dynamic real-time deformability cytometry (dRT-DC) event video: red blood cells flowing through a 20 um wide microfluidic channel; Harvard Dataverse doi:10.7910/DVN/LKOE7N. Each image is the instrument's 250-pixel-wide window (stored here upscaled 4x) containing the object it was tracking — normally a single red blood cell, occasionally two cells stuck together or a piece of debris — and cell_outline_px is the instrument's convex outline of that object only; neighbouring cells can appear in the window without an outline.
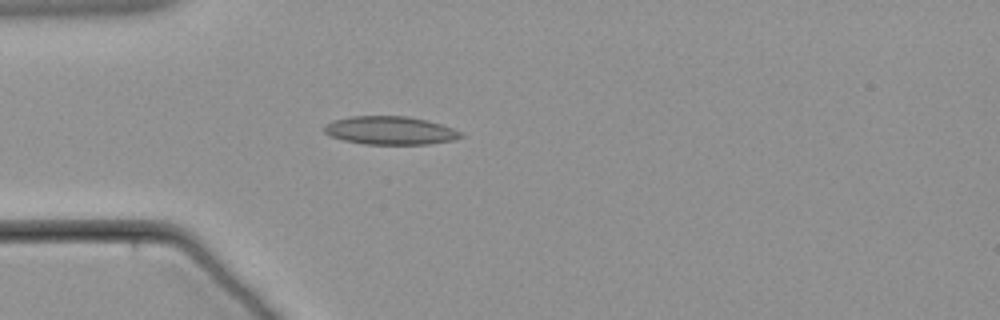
{"species": "common noctule bat (a hibernating species)", "species_latin": "Nyctalus noctula", "temperature_condition": "warm", "stored_images_in_passage": 31, "camera_frame_rate_fps": 3000, "um_per_image_px": 0.085, "animal": {"sex": "male", "body_mass_g": 21.5, "forearm_length_mm": 52.0}, "frame": {"image": 1, "passage_image": 1, "time_ms": 0.0, "image_size_px": [1000, 320], "cell_outline_px": [[464, 136], [456, 140], [428, 144], [364, 144], [344, 140], [328, 136], [324, 132], [324, 124], [332, 120], [352, 116], [408, 116], [440, 124], [464, 132]], "centroid_in_image_um": [33.16, 11.09], "position_along_channel_um": 51.8, "area_um2": 22.66}}
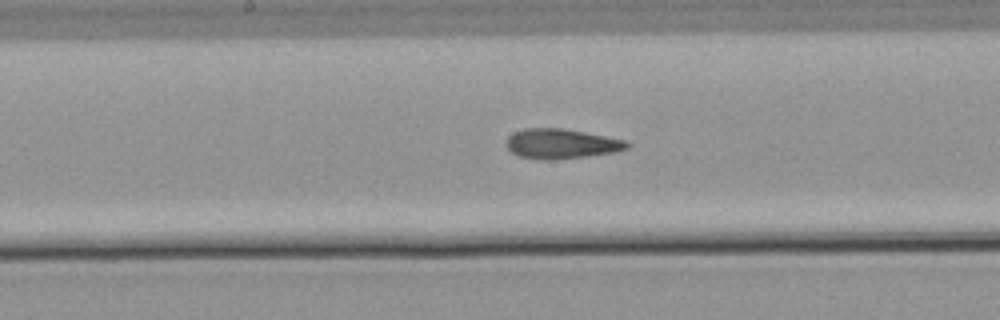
{"frame": {"image": 2, "passage_image": 15, "time_ms": 4.667, "image_size_px": [1000, 320], "cell_outline_px": [[632, 144], [628, 148], [616, 152], [588, 156], [556, 160], [540, 160], [520, 156], [512, 152], [504, 144], [508, 136], [512, 132], [524, 128], [560, 128], [584, 132], [624, 140]], "centroid_in_image_um": [47.68, 12.23], "position_along_channel_um": 200.5, "area_um2": 21.15}}
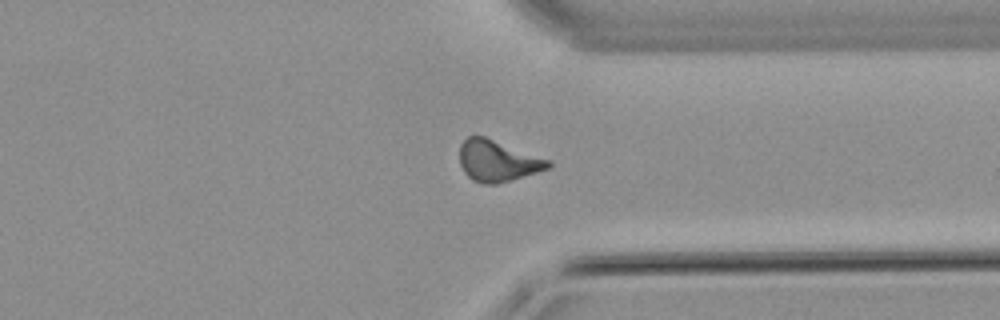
{"frame": {"image": 3, "passage_image": 30, "time_ms": 9.667, "image_size_px": [1000, 320], "cell_outline_px": [[552, 168], [496, 184], [484, 184], [472, 180], [464, 172], [460, 164], [460, 144], [468, 136], [484, 136], [552, 160]], "centroid_in_image_um": [42.33, 13.67], "position_along_channel_um": 369.1, "area_um2": 21.44}}